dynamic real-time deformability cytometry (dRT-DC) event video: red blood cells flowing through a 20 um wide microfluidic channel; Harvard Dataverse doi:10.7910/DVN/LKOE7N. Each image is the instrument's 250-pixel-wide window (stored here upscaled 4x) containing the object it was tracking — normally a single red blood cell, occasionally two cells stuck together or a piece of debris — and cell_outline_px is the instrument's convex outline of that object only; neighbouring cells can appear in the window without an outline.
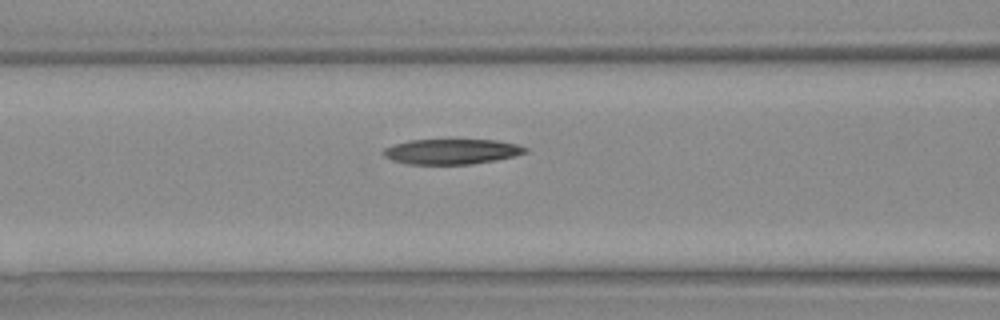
{"species": "Egyptian fruit bat (a non-hibernating species)", "species_latin": "Rousettus aegyptiacus", "temperature_condition": "warm", "stored_images_in_passage": 25, "camera_frame_rate_fps": 3000, "um_per_image_px": 0.085, "animal": {"sex": "female"}, "frame": {"image": 1, "passage_image": 11, "time_ms": 3.333, "image_size_px": [1000, 320], "cell_outline_px": [[528, 152], [516, 156], [496, 160], [472, 164], [408, 164], [392, 160], [384, 156], [380, 152], [384, 148], [396, 144], [412, 140], [496, 140], [516, 144], [528, 148]], "centroid_in_image_um": [38.41, 12.89], "position_along_channel_um": 128.2, "area_um2": 20.87}}